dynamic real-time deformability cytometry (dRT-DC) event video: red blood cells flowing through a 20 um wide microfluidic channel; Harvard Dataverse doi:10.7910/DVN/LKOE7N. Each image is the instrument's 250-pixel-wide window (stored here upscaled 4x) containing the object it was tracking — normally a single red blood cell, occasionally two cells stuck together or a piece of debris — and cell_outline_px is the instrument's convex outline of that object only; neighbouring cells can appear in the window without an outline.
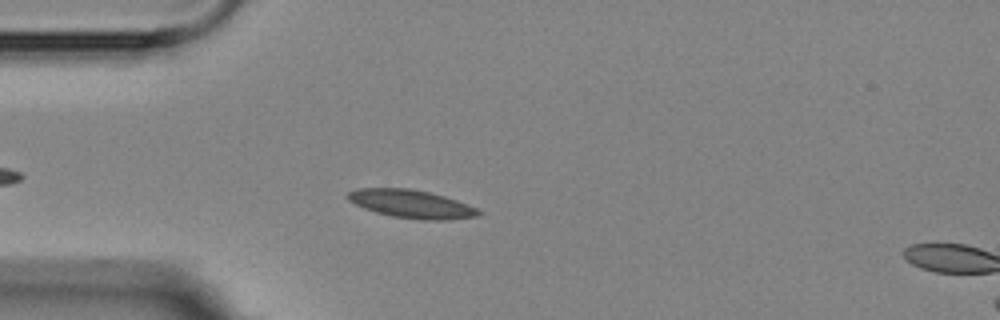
{"species": "Egyptian fruit bat (a non-hibernating species)", "species_latin": "Rousettus aegyptiacus", "temperature_condition": "room temperature", "stored_images_in_passage": 4, "camera_frame_rate_fps": 3000, "um_per_image_px": 0.085, "animal": {"sex": "female"}, "frame": {"image": 1, "passage_image": 3, "time_ms": 2.333, "image_size_px": [1000, 320], "cell_outline_px": [[484, 212], [476, 216], [452, 220], [420, 220], [392, 216], [376, 212], [364, 208], [348, 200], [344, 196], [348, 192], [356, 188], [408, 188], [428, 192], [444, 196], [468, 204]], "centroid_in_image_um": [34.96, 17.34], "position_along_channel_um": 50.0, "area_um2": 21.56}}